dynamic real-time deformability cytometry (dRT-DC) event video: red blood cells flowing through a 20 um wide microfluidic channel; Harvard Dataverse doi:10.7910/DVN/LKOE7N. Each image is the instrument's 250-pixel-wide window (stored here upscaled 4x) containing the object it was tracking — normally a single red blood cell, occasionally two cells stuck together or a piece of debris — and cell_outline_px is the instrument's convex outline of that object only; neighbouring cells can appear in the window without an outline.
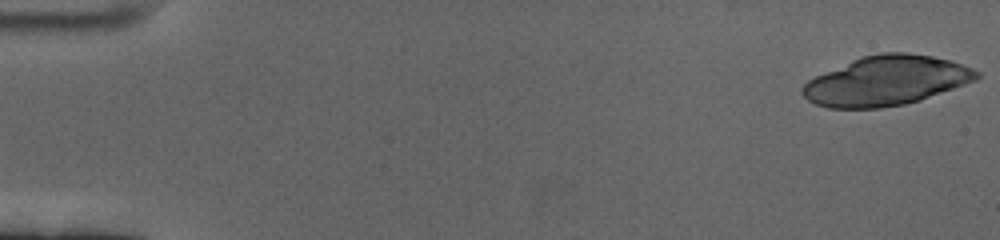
{"species": "human", "species_latin": "Homo sapiens", "temperature_condition": "cold", "stored_images_in_passage": 59, "camera_frame_rate_fps": 3000, "um_per_image_px": 0.085, "donor": {"sex": "female"}, "frame": {"image": 1, "passage_image": 1, "time_ms": 0.0, "image_size_px": [1000, 240], "cell_outline_px": [[980, 76], [976, 80], [920, 100], [904, 104], [880, 108], [828, 108], [816, 104], [808, 100], [800, 92], [800, 88], [808, 80], [816, 76], [860, 56], [884, 52], [908, 52], [932, 56], [948, 60], [972, 68], [980, 72]], "centroid_in_image_um": [75.31, 6.86], "position_along_channel_um": 9.7, "area_um2": 50.11}}